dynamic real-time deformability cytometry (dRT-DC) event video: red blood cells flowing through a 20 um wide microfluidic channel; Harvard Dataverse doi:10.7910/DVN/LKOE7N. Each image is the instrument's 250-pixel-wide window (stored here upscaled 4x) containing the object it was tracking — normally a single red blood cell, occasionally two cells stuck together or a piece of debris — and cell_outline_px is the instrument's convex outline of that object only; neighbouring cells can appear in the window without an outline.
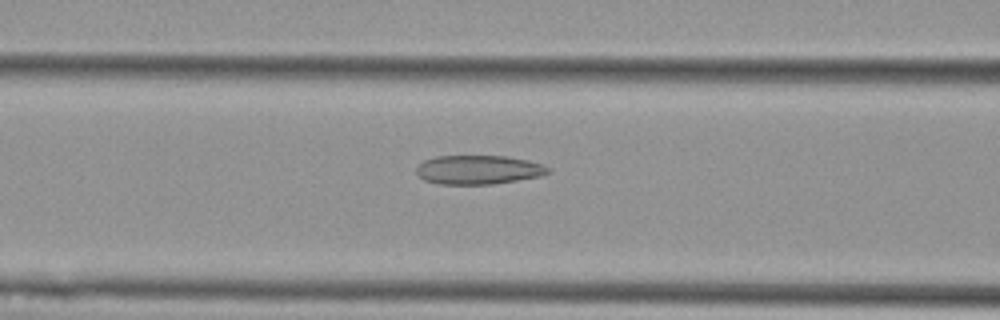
{"species": "Egyptian fruit bat (a non-hibernating species)", "species_latin": "Rousettus aegyptiacus", "temperature_condition": "cold", "stored_images_in_passage": 18, "camera_frame_rate_fps": 3000, "um_per_image_px": 0.085, "animal": {"sex": "female"}, "frame": {"image": 1, "passage_image": 16, "time_ms": 5.0, "image_size_px": [1000, 320], "cell_outline_px": [[552, 168], [548, 172], [540, 176], [492, 184], [440, 184], [424, 180], [416, 172], [416, 168], [424, 160], [436, 156], [508, 156], [528, 160], [544, 164]], "centroid_in_image_um": [40.68, 14.42], "position_along_channel_um": 125.9, "area_um2": 22.25}}